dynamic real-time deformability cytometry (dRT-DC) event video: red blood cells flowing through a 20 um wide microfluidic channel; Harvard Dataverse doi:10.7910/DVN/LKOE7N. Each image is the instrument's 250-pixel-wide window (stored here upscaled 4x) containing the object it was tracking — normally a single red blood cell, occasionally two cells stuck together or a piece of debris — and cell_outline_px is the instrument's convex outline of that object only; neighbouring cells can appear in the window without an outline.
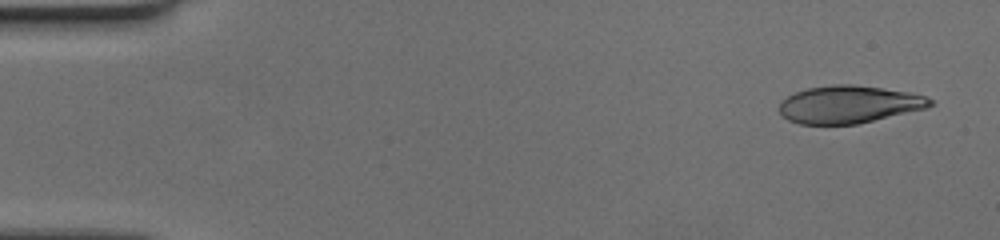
{"species": "human", "species_latin": "Homo sapiens", "temperature_condition": "cold", "stored_images_in_passage": 58, "camera_frame_rate_fps": 3000, "um_per_image_px": 0.085, "donor": {"sex": "female"}, "frame": {"image": 1, "passage_image": 3, "time_ms": 0.667, "image_size_px": [1000, 240], "cell_outline_px": [[932, 104], [928, 108], [856, 124], [800, 124], [788, 120], [780, 112], [780, 104], [788, 96], [796, 92], [808, 88], [832, 84], [852, 84], [908, 92], [924, 96], [932, 100]], "centroid_in_image_um": [72.16, 8.87], "position_along_channel_um": 12.8, "area_um2": 32.66}}
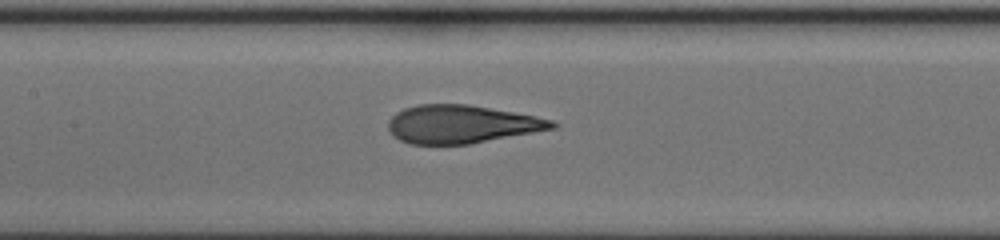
{"frame": {"image": 2, "passage_image": 28, "time_ms": 9.0, "image_size_px": [1000, 240], "cell_outline_px": [[560, 124], [556, 128], [468, 144], [408, 144], [392, 136], [388, 128], [388, 120], [396, 112], [404, 108], [416, 104], [468, 104], [536, 116], [552, 120]], "centroid_in_image_um": [39.2, 10.55], "position_along_channel_um": 168.2, "area_um2": 36.47}}
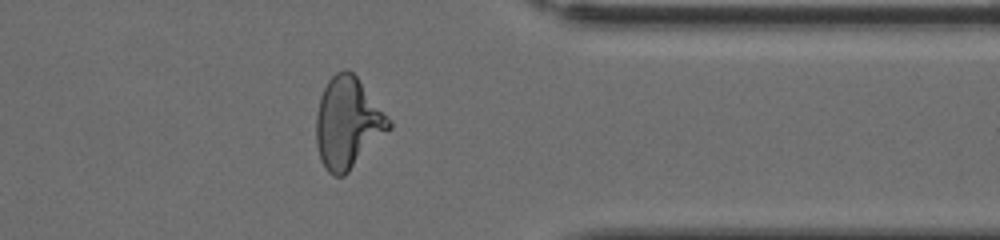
{"frame": {"image": 3, "passage_image": 47, "time_ms": 15.333, "image_size_px": [1000, 240], "cell_outline_px": [[392, 128], [344, 176], [332, 176], [324, 168], [320, 160], [316, 144], [316, 112], [320, 96], [328, 80], [336, 72], [344, 68], [352, 72], [356, 76], [392, 120]], "centroid_in_image_um": [29.55, 10.46], "position_along_channel_um": 381.8, "area_um2": 38.84}}